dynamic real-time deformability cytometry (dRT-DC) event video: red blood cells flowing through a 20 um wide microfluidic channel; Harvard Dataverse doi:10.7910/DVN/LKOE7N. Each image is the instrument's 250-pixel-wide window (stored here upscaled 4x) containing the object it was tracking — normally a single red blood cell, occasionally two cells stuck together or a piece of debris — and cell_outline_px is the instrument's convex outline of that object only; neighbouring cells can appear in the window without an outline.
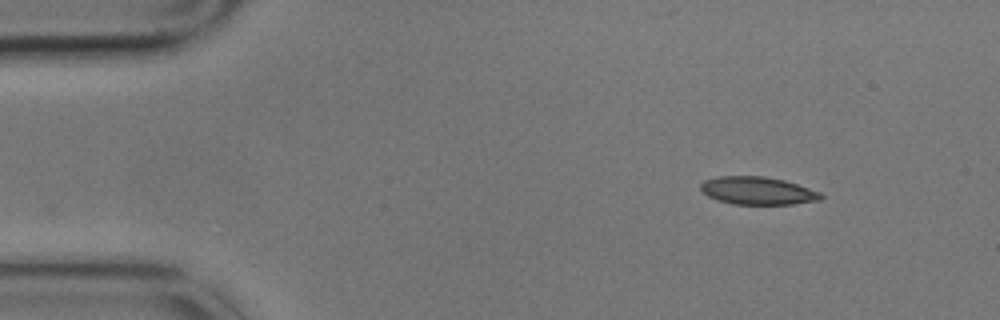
{"species": "common noctule bat (a hibernating species)", "species_latin": "Nyctalus noctula", "temperature_condition": "cold", "stored_images_in_passage": 2, "camera_frame_rate_fps": 3000, "um_per_image_px": 0.085, "animal": {"sex": "male", "body_mass_g": 17.9}, "frame": {"image": 1, "passage_image": 2, "time_ms": 0.333, "image_size_px": [1000, 320], "cell_outline_px": [[824, 196], [820, 200], [792, 204], [732, 204], [716, 200], [708, 196], [700, 188], [700, 184], [704, 180], [716, 176], [764, 176], [784, 180], [820, 192]], "centroid_in_image_um": [64.37, 16.21], "position_along_channel_um": 20.6, "area_um2": 19.48}}